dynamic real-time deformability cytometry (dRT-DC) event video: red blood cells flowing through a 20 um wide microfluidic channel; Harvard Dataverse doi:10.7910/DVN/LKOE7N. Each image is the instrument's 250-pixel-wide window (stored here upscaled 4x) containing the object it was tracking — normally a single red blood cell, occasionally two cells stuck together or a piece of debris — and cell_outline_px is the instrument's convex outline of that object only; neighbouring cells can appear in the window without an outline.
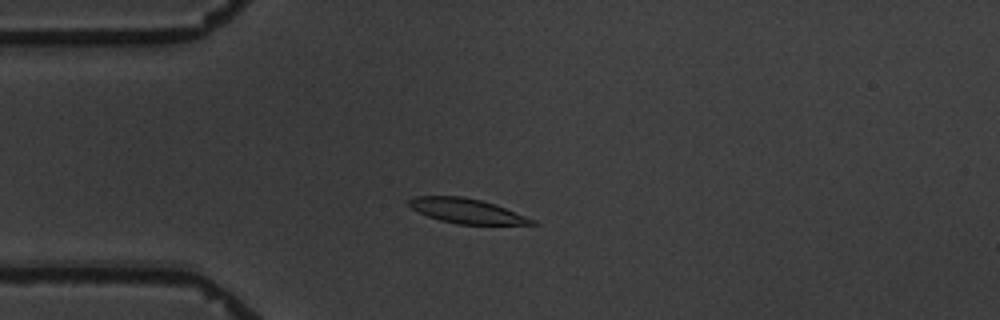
{"species": "common noctule bat (a hibernating species)", "species_latin": "Nyctalus noctula", "temperature_condition": "warm", "stored_images_in_passage": 7, "camera_frame_rate_fps": 3000, "um_per_image_px": 0.085, "animal": {"sex": "male", "body_mass_g": 19.5, "forearm_length_mm": 54.6}, "frame": {"image": 1, "passage_image": 2, "time_ms": 1.333, "image_size_px": [1000, 320], "cell_outline_px": [[540, 224], [456, 224], [440, 220], [428, 216], [412, 208], [408, 204], [408, 200], [416, 196], [464, 196], [480, 200], [504, 208], [536, 220]], "centroid_in_image_um": [39.65, 17.93], "position_along_channel_um": 45.3, "area_um2": 17.4}}
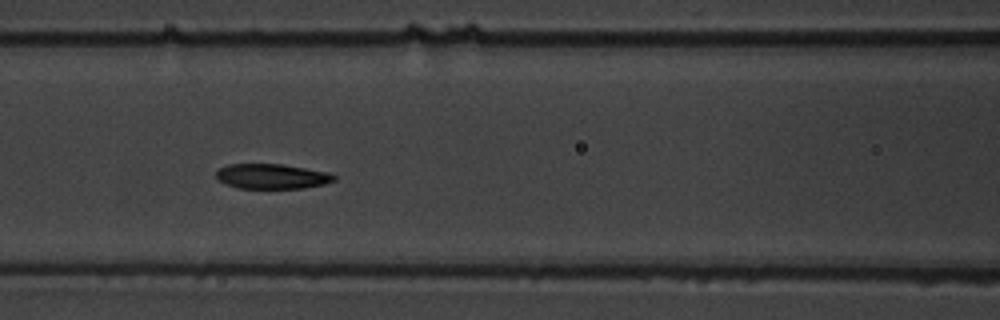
{"frame": {"image": 2, "passage_image": 5, "time_ms": 4.667, "image_size_px": [1000, 320], "cell_outline_px": [[336, 180], [324, 184], [304, 188], [240, 188], [224, 184], [216, 180], [216, 172], [220, 168], [228, 164], [280, 164], [328, 172], [336, 176]], "centroid_in_image_um": [23.08, 14.99], "position_along_channel_um": 143.5, "area_um2": 17.17}}
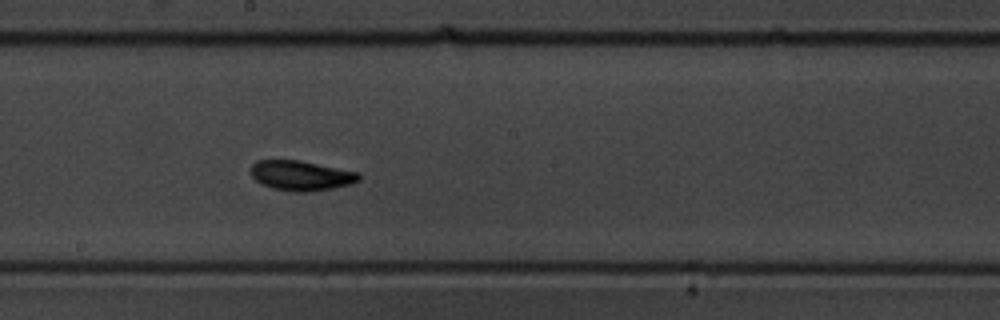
{"frame": {"image": 3, "passage_image": 7, "time_ms": 7.0, "image_size_px": [1000, 320], "cell_outline_px": [[360, 180], [352, 184], [332, 188], [308, 192], [292, 192], [272, 188], [260, 184], [252, 176], [252, 164], [256, 160], [300, 160], [360, 172]], "centroid_in_image_um": [25.61, 14.92], "position_along_channel_um": 222.6, "area_um2": 19.02}}